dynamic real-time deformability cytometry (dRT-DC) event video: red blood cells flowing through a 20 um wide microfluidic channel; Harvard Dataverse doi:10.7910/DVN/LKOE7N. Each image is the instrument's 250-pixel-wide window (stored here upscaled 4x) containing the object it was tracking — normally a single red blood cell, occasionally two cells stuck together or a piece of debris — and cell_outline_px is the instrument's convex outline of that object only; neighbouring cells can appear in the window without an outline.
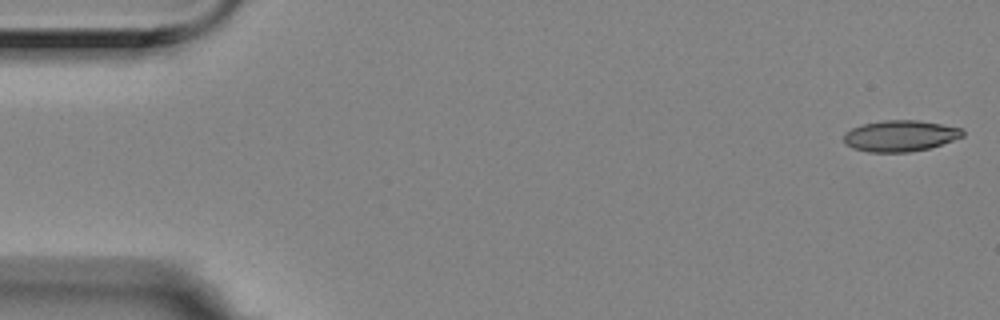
{"species": "Egyptian fruit bat (a non-hibernating species)", "species_latin": "Rousettus aegyptiacus", "temperature_condition": "room temperature", "stored_images_in_passage": 4, "camera_frame_rate_fps": 3000, "um_per_image_px": 0.085, "animal": {"sex": "female"}, "frame": {"image": 1, "passage_image": 1, "time_ms": 0.0, "image_size_px": [1000, 320], "cell_outline_px": [[964, 136], [928, 148], [908, 152], [868, 152], [852, 148], [844, 144], [844, 132], [852, 128], [864, 124], [884, 120], [916, 120], [940, 124], [960, 128], [964, 132]], "centroid_in_image_um": [76.47, 11.55], "position_along_channel_um": 8.5, "area_um2": 21.39}}
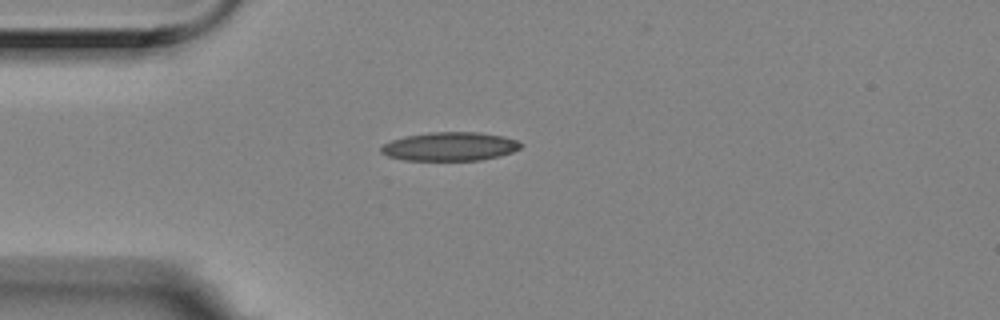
{"frame": {"image": 2, "passage_image": 4, "time_ms": 1.0, "image_size_px": [1000, 320], "cell_outline_px": [[524, 144], [520, 148], [512, 152], [500, 156], [480, 160], [404, 160], [388, 156], [380, 152], [380, 148], [384, 144], [392, 140], [404, 136], [428, 132], [476, 132], [504, 136], [516, 140]], "centroid_in_image_um": [38.25, 12.45], "position_along_channel_um": 46.8, "area_um2": 23.41}}